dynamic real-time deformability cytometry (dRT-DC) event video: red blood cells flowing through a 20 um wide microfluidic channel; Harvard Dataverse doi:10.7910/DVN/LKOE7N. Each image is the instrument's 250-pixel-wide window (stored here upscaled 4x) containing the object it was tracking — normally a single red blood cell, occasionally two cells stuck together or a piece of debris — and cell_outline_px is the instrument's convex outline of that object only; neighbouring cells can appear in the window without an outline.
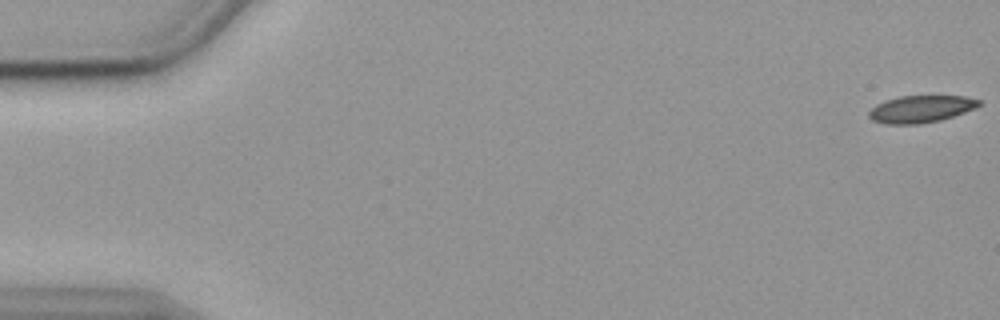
{"species": "common noctule bat (a hibernating species)", "species_latin": "Nyctalus noctula", "temperature_condition": "cold", "stored_images_in_passage": 9, "camera_frame_rate_fps": 3000, "um_per_image_px": 0.085, "animal": {"sex": "female", "body_mass_g": 19.9}, "frame": {"image": 1, "passage_image": 1, "time_ms": 0.0, "image_size_px": [1000, 320], "cell_outline_px": [[980, 104], [976, 108], [940, 120], [920, 124], [884, 124], [872, 120], [868, 116], [868, 112], [876, 104], [884, 100], [900, 96], [964, 96], [980, 100]], "centroid_in_image_um": [78.23, 9.27], "position_along_channel_um": 6.8, "area_um2": 17.4}}